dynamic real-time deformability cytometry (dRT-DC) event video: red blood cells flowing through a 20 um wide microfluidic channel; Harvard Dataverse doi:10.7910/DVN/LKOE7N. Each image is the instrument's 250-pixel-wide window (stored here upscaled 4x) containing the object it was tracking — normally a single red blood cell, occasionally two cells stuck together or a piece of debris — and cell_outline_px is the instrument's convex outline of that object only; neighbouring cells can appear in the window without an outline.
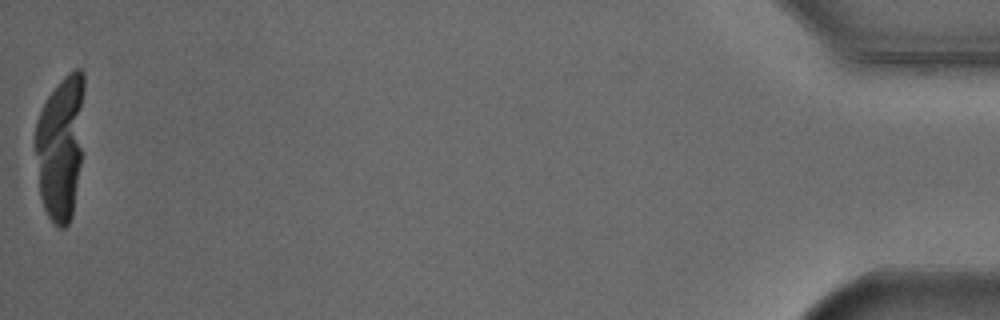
{"species": "Egyptian fruit bat (a non-hibernating species)", "species_latin": "Rousettus aegyptiacus", "temperature_condition": "cold", "stored_images_in_passage": 46, "camera_frame_rate_fps": 3000, "um_per_image_px": 0.085, "animal": {"sex": "male"}, "frame": {"image": 1, "passage_image": 46, "time_ms": 15.0, "image_size_px": [1000, 320], "cell_outline_px": [[84, 92], [80, 164], [72, 216], [68, 224], [64, 228], [60, 228], [48, 216], [44, 208], [40, 196], [36, 152], [36, 120], [48, 96], [60, 80], [68, 72], [76, 68], [80, 68], [84, 72]], "centroid_in_image_um": [5.16, 12.46], "position_along_channel_um": 430.0, "area_um2": 40.98}}